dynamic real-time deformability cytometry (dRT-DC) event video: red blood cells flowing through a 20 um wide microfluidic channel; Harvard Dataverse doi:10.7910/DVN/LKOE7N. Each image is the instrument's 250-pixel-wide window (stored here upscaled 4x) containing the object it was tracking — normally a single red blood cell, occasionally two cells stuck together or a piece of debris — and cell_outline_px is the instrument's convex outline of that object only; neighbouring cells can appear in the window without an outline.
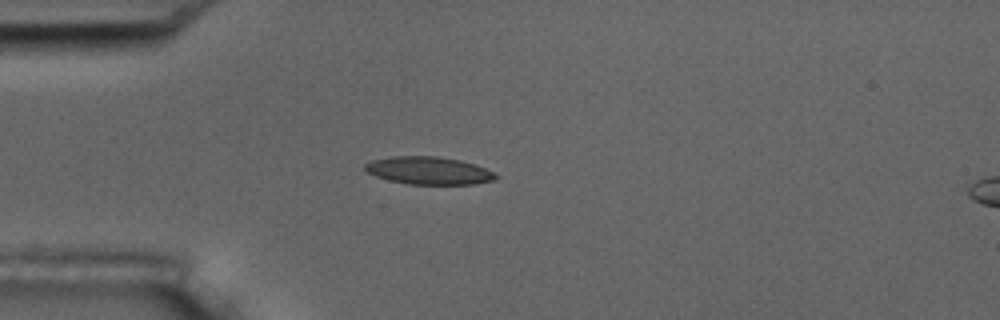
{"species": "common noctule bat (a hibernating species)", "species_latin": "Nyctalus noctula", "temperature_condition": "room temperature", "stored_images_in_passage": 3, "camera_frame_rate_fps": 3000, "um_per_image_px": 0.085, "animal": {"sex": "male", "body_mass_g": 17.5, "forearm_length_mm": 52.3}, "frame": {"image": 1, "passage_image": 3, "time_ms": 3.0, "image_size_px": [1000, 320], "cell_outline_px": [[500, 176], [496, 180], [476, 184], [408, 184], [388, 180], [376, 176], [368, 172], [364, 168], [364, 164], [372, 160], [392, 156], [436, 156], [460, 160], [476, 164]], "centroid_in_image_um": [36.46, 14.5], "position_along_channel_um": 48.5, "area_um2": 21.15}}